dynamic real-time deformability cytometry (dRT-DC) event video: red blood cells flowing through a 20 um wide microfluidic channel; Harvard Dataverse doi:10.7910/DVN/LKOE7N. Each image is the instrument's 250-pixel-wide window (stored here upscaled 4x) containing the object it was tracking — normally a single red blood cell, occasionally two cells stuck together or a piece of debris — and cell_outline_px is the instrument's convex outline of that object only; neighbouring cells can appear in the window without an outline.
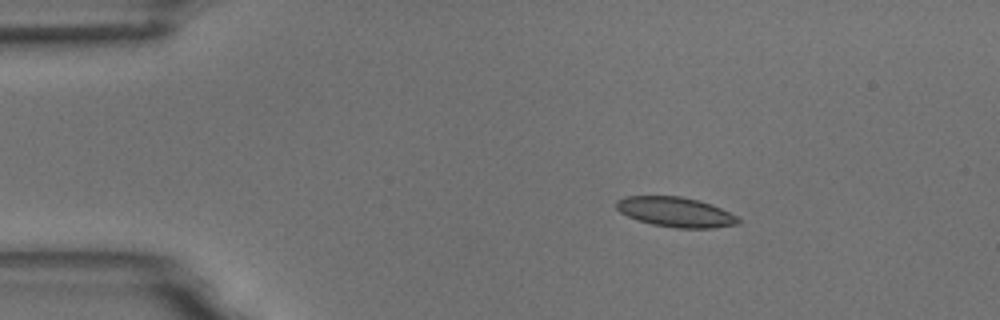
{"species": "common noctule bat (a hibernating species)", "species_latin": "Nyctalus noctula", "temperature_condition": "room temperature", "stored_images_in_passage": 4, "camera_frame_rate_fps": 3000, "um_per_image_px": 0.085, "animal": {"sex": "male", "body_mass_g": 18.8}, "frame": {"image": 1, "passage_image": 2, "time_ms": 2.0, "image_size_px": [1000, 320], "cell_outline_px": [[740, 224], [712, 228], [676, 228], [652, 224], [628, 216], [620, 212], [616, 208], [616, 200], [624, 196], [680, 196], [712, 204], [736, 216], [740, 220]], "centroid_in_image_um": [57.42, 18.02], "position_along_channel_um": 27.6, "area_um2": 21.1}}
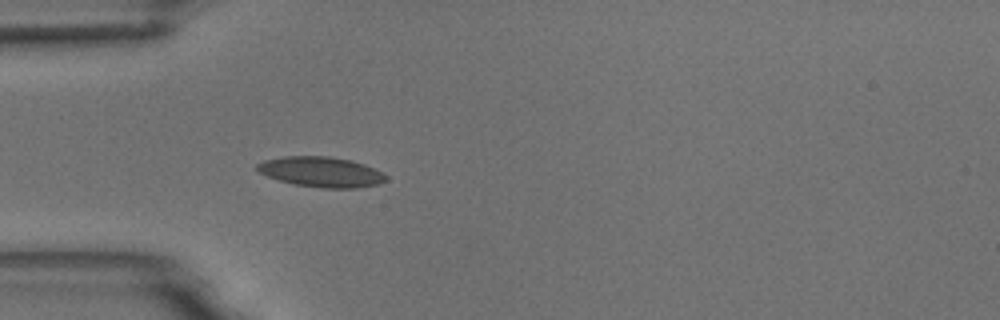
{"frame": {"image": 2, "passage_image": 4, "time_ms": 4.333, "image_size_px": [1000, 320], "cell_outline_px": [[388, 180], [380, 184], [356, 188], [320, 188], [292, 184], [268, 176], [260, 172], [256, 168], [256, 164], [264, 160], [284, 156], [328, 156], [352, 160], [364, 164], [388, 176]], "centroid_in_image_um": [27.32, 14.62], "position_along_channel_um": 57.7, "area_um2": 22.77}}